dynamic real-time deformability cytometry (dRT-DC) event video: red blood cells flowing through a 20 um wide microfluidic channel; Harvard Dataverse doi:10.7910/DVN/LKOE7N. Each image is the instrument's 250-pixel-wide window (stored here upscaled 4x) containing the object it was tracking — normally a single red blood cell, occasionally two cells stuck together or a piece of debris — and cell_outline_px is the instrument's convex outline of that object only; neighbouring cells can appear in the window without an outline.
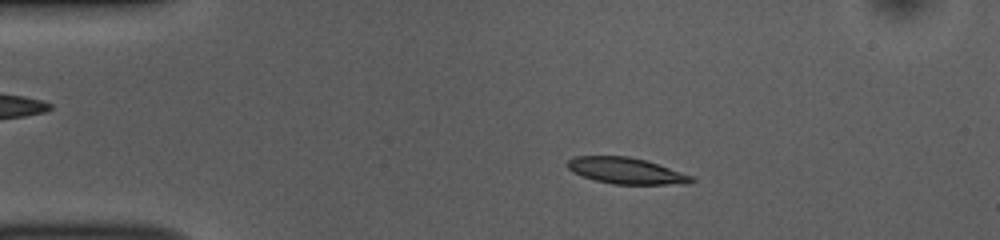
{"species": "common noctule bat (a hibernating species)", "species_latin": "Nyctalus noctula", "temperature_condition": "room temperature", "stored_images_in_passage": 51, "camera_frame_rate_fps": 3000, "um_per_image_px": 0.085, "animal": {"sex": "female", "body_mass_g": 10.0, "forearm_length_mm": 53.1}, "frame": {"image": 1, "passage_image": 9, "time_ms": 2.667, "image_size_px": [1000, 240], "cell_outline_px": [[696, 180], [692, 184], [612, 184], [596, 180], [572, 172], [564, 164], [572, 156], [628, 156], [644, 160], [692, 176]], "centroid_in_image_um": [53.18, 14.52], "position_along_channel_um": 31.8, "area_um2": 18.84}}
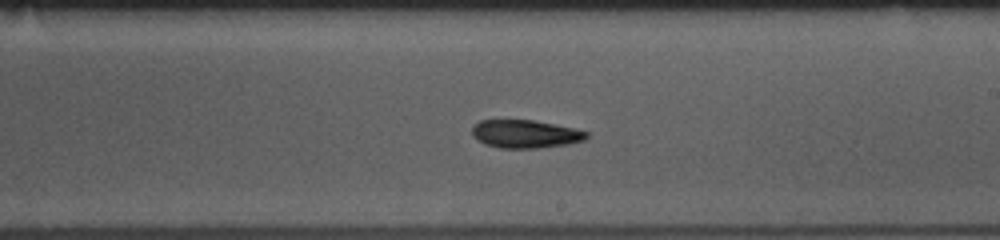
{"frame": {"image": 2, "passage_image": 29, "time_ms": 9.333, "image_size_px": [1000, 240], "cell_outline_px": [[588, 136], [584, 140], [568, 144], [536, 148], [500, 148], [484, 144], [472, 136], [472, 124], [480, 120], [532, 120], [572, 128], [588, 132]], "centroid_in_image_um": [44.59, 11.39], "position_along_channel_um": 244.4, "area_um2": 18.67}}
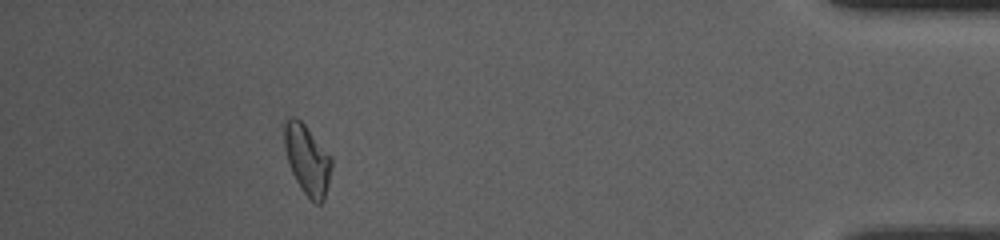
{"frame": {"image": 3, "passage_image": 46, "time_ms": 15.0, "image_size_px": [1000, 240], "cell_outline_px": [[332, 164], [328, 184], [324, 200], [320, 204], [316, 204], [304, 192], [296, 180], [292, 172], [284, 148], [284, 124], [288, 116], [296, 116], [304, 124], [332, 156]], "centroid_in_image_um": [26.12, 13.54], "position_along_channel_um": 409.1, "area_um2": 19.13}, "authors_computed_cell_mechanics": {"area_um2": 19.074, "velocity_mm_per_s": 3.867, "shape_relaxation_time_tau1_ms": 6.2253, "shape_relaxation_time_tau2_ms": 4.513, "deformation_change_tau1": 0.1733, "deformation_change_tau2": 0.1192}}